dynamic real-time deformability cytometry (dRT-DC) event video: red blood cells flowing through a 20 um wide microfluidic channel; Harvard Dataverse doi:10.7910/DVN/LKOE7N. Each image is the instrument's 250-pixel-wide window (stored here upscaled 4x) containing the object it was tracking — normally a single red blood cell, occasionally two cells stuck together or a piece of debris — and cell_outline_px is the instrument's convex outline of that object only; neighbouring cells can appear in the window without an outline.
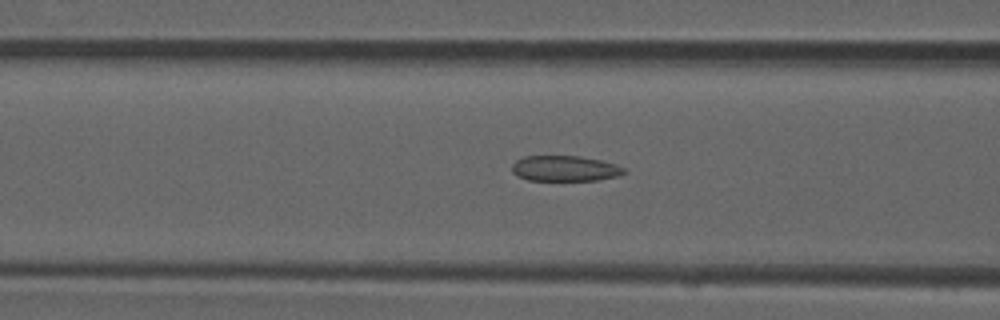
{"species": "common noctule bat (a hibernating species)", "species_latin": "Nyctalus noctula", "temperature_condition": "room temperature", "stored_images_in_passage": 51, "camera_frame_rate_fps": 3000, "um_per_image_px": 0.085, "animal": {"sex": "male", "forearm_length_mm": 52.5}, "frame": {"image": 1, "passage_image": 20, "time_ms": 6.333, "image_size_px": [1000, 320], "cell_outline_px": [[628, 172], [616, 176], [596, 180], [528, 180], [512, 172], [512, 164], [516, 160], [524, 156], [580, 156], [600, 160], [624, 168]], "centroid_in_image_um": [47.99, 14.31], "position_along_channel_um": 118.6, "area_um2": 16.47}}
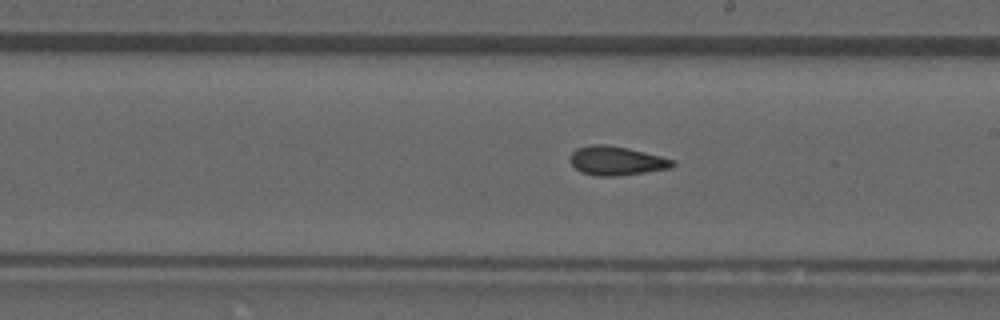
{"frame": {"image": 2, "passage_image": 29, "time_ms": 9.333, "image_size_px": [1000, 320], "cell_outline_px": [[676, 164], [672, 168], [616, 176], [596, 176], [580, 172], [568, 160], [572, 152], [576, 148], [592, 144], [604, 144], [628, 148], [676, 160]], "centroid_in_image_um": [52.39, 13.66], "position_along_channel_um": 236.6, "area_um2": 17.4}}
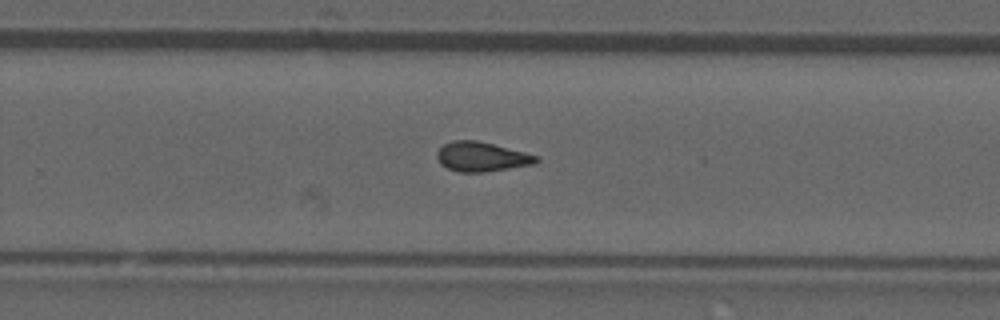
{"frame": {"image": 3, "passage_image": 33, "time_ms": 10.667, "image_size_px": [1000, 320], "cell_outline_px": [[540, 160], [536, 164], [484, 172], [460, 172], [448, 168], [440, 164], [436, 156], [436, 152], [444, 144], [452, 140], [476, 140], [540, 156]], "centroid_in_image_um": [40.95, 13.32], "position_along_channel_um": 288.9, "area_um2": 17.11}, "authors_computed_cell_mechanics": {"area_um2": 17.1666, "velocity_mm_per_s": 3.933, "shape_relaxation_time_tau1_ms": null, "shape_relaxation_time_tau2_ms": 2.6439, "deformation_change_tau1": null, "deformation_change_tau2": 0.0981}}